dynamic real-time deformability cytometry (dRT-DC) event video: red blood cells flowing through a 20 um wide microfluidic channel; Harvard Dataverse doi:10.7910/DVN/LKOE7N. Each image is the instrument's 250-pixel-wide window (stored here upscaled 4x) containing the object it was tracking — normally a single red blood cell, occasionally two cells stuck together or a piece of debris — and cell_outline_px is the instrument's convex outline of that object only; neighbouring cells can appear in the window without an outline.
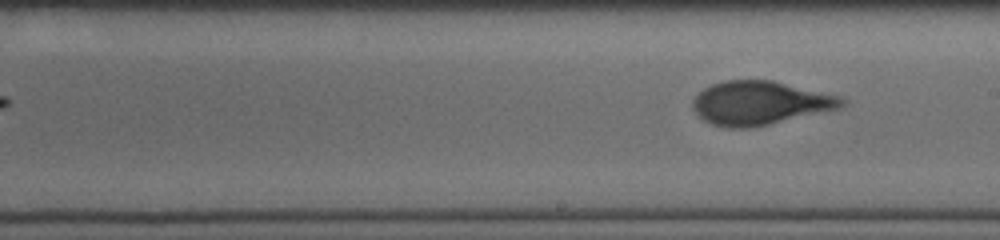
{"species": "human", "species_latin": "Homo sapiens", "temperature_condition": "cold", "stored_images_in_passage": 13, "segment_of_instrument_passage": [2, 2], "camera_frame_rate_fps": 3000, "um_per_image_px": 0.085, "donor": {"sex": "male"}, "frame": {"image": 1, "passage_image": 13, "time_ms": 10.0, "image_size_px": [1000, 240], "cell_outline_px": [[848, 104], [844, 108], [752, 128], [724, 128], [712, 124], [704, 120], [692, 108], [692, 100], [704, 88], [712, 84], [724, 80], [772, 80], [840, 96], [848, 100]], "centroid_in_image_um": [64.65, 8.76], "position_along_channel_um": 224.3, "area_um2": 38.38}}